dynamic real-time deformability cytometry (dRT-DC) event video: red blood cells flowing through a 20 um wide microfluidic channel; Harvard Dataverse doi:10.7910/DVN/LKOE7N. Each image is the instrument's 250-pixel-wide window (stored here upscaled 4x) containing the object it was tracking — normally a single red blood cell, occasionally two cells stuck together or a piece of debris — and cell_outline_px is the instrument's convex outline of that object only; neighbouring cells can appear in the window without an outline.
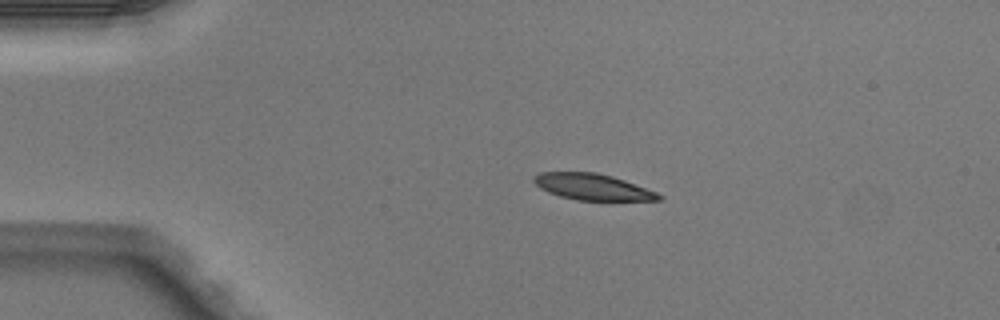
{"species": "Egyptian fruit bat (a non-hibernating species)", "species_latin": "Rousettus aegyptiacus", "temperature_condition": "warm", "stored_images_in_passage": 4, "camera_frame_rate_fps": 3000, "um_per_image_px": 0.085, "animal": {"sex": "male"}, "frame": {"image": 1, "passage_image": 3, "time_ms": 0.667, "image_size_px": [1000, 320], "cell_outline_px": [[664, 196], [660, 200], [576, 200], [560, 196], [548, 192], [540, 188], [532, 180], [532, 176], [540, 172], [596, 172], [612, 176], [624, 180], [656, 192]], "centroid_in_image_um": [50.33, 15.88], "position_along_channel_um": 34.7, "area_um2": 19.02}}